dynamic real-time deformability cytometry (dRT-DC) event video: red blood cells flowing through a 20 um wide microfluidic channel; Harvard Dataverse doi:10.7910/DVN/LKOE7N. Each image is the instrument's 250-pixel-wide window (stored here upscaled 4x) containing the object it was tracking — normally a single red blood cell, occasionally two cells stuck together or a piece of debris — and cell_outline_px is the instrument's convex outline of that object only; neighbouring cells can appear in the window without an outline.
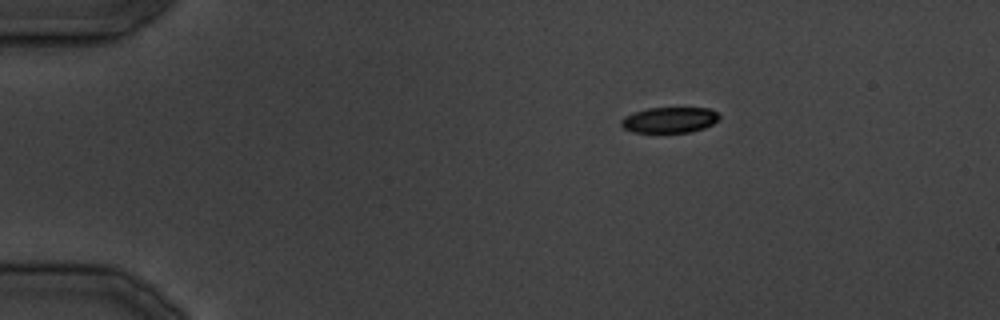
{"species": "common noctule bat (a hibernating species)", "species_latin": "Nyctalus noctula", "temperature_condition": "cold", "stored_images_in_passage": 19, "camera_frame_rate_fps": 3000, "um_per_image_px": 0.085, "animal": {"sex": "male", "body_mass_g": 19.5, "forearm_length_mm": 54.6}, "frame": {"image": 1, "passage_image": 1, "time_ms": 0.0, "image_size_px": [1000, 320], "cell_outline_px": [[720, 120], [704, 128], [692, 132], [632, 132], [624, 128], [620, 124], [620, 120], [624, 116], [632, 112], [648, 108], [708, 108], [716, 112], [720, 116]], "centroid_in_image_um": [56.9, 10.19], "position_along_channel_um": 28.1, "area_um2": 14.8}}
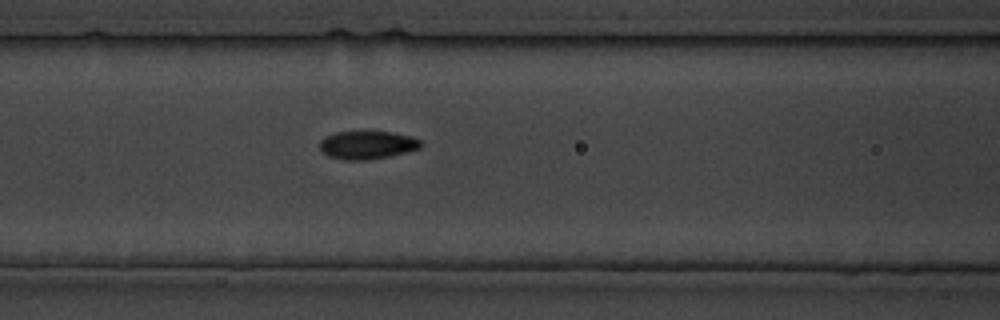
{"frame": {"image": 2, "passage_image": 10, "time_ms": 11.333, "image_size_px": [1000, 320], "cell_outline_px": [[424, 144], [420, 148], [408, 152], [368, 160], [340, 160], [328, 156], [320, 152], [320, 140], [324, 136], [336, 132], [392, 132], [412, 136], [420, 140]], "centroid_in_image_um": [31.2, 12.33], "position_along_channel_um": 135.4, "area_um2": 16.82}}
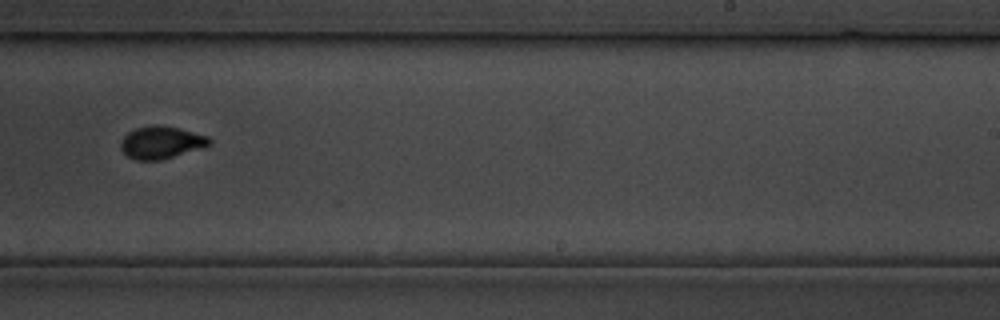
{"frame": {"image": 3, "passage_image": 18, "time_ms": 20.333, "image_size_px": [1000, 320], "cell_outline_px": [[212, 144], [160, 160], [136, 160], [128, 156], [120, 148], [120, 140], [128, 132], [136, 128], [156, 124], [176, 128], [208, 136], [212, 140]], "centroid_in_image_um": [13.67, 12.1], "position_along_channel_um": 275.3, "area_um2": 16.47}}